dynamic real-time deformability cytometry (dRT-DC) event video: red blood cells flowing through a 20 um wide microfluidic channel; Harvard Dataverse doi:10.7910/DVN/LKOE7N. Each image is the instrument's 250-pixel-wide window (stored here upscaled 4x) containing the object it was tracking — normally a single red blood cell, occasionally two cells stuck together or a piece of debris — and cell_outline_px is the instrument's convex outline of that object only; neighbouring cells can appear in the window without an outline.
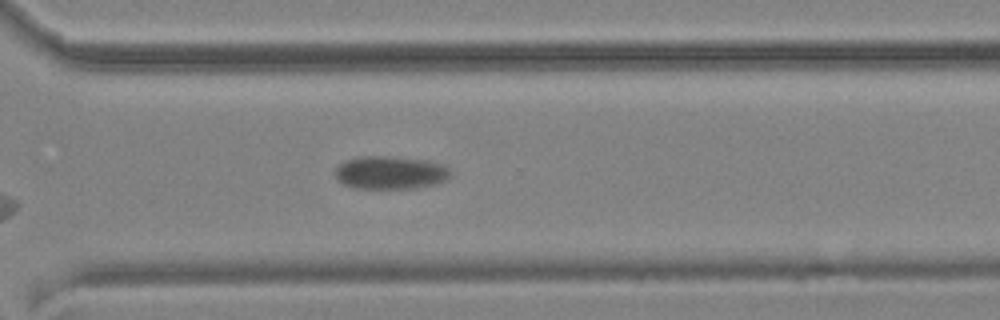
{"species": "common noctule bat (a hibernating species)", "species_latin": "Nyctalus noctula", "temperature_condition": "cold", "stored_images_in_passage": 17, "camera_frame_rate_fps": 3000, "um_per_image_px": 0.085, "animal": {"sex": "male", "body_mass_g": 19.2, "forearm_length_mm": 51.8}, "frame": {"image": 1, "passage_image": 17, "time_ms": 19.333, "image_size_px": [1000, 320], "cell_outline_px": [[452, 176], [448, 180], [436, 184], [416, 188], [352, 188], [336, 180], [336, 168], [344, 160], [360, 156], [388, 156], [424, 160], [444, 164], [448, 168]], "centroid_in_image_um": [33.19, 14.67], "position_along_channel_um": 337.4, "area_um2": 22.43}}